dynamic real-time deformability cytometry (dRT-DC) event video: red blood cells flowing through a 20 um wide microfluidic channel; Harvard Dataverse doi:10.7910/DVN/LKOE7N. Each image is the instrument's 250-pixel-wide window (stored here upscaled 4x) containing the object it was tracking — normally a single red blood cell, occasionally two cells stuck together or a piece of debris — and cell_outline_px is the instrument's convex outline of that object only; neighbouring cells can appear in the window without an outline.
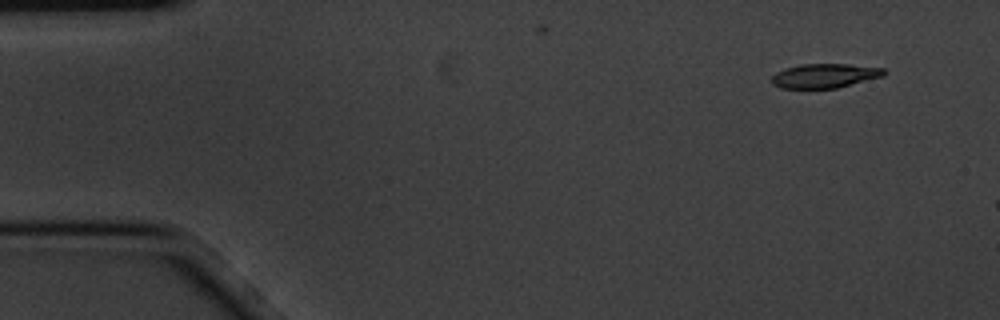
{"species": "common noctule bat (a hibernating species)", "species_latin": "Nyctalus noctula", "temperature_condition": "cold", "stored_images_in_passage": 3, "camera_frame_rate_fps": 3000, "um_per_image_px": 0.085, "animal": {"sex": "male", "body_mass_g": 20.1, "forearm_length_mm": 53.5}, "frame": {"image": 1, "passage_image": 1, "time_ms": 0.0, "image_size_px": [1000, 320], "cell_outline_px": [[888, 72], [884, 76], [836, 88], [780, 88], [772, 84], [772, 76], [776, 72], [784, 68], [800, 64], [848, 64], [884, 68]], "centroid_in_image_um": [70.1, 6.43], "position_along_channel_um": 14.9, "area_um2": 15.95}}